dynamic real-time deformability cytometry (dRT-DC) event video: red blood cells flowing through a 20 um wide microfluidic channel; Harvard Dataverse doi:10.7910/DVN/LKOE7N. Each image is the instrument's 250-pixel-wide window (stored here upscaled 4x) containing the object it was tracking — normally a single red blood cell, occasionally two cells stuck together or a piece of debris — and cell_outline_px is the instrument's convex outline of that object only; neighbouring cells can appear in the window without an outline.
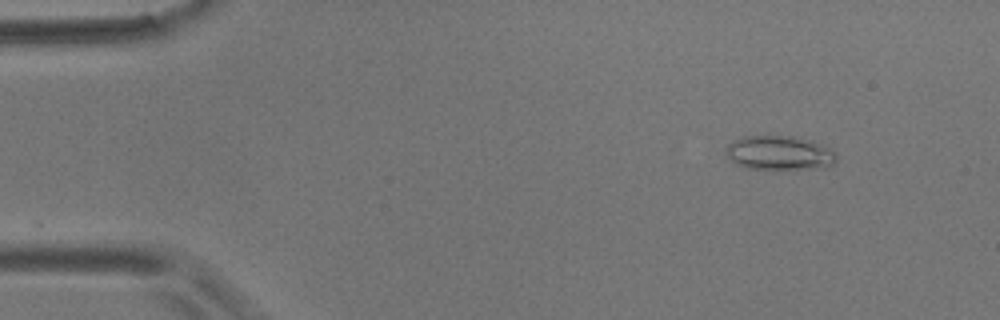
{"species": "common noctule bat (a hibernating species)", "species_latin": "Nyctalus noctula", "temperature_condition": "room temperature", "stored_images_in_passage": 5, "camera_frame_rate_fps": 3000, "um_per_image_px": 0.085, "animal": {"sex": "male", "body_mass_g": 17.9}, "frame": {"image": 1, "passage_image": 2, "time_ms": 2.0, "image_size_px": [1000, 320], "cell_outline_px": [[836, 160], [832, 168], [744, 168], [736, 164], [724, 152], [724, 148], [732, 140], [744, 136], [792, 136], [812, 140], [832, 148], [836, 152]], "centroid_in_image_um": [66.28, 12.98], "position_along_channel_um": 18.7, "area_um2": 22.31}}